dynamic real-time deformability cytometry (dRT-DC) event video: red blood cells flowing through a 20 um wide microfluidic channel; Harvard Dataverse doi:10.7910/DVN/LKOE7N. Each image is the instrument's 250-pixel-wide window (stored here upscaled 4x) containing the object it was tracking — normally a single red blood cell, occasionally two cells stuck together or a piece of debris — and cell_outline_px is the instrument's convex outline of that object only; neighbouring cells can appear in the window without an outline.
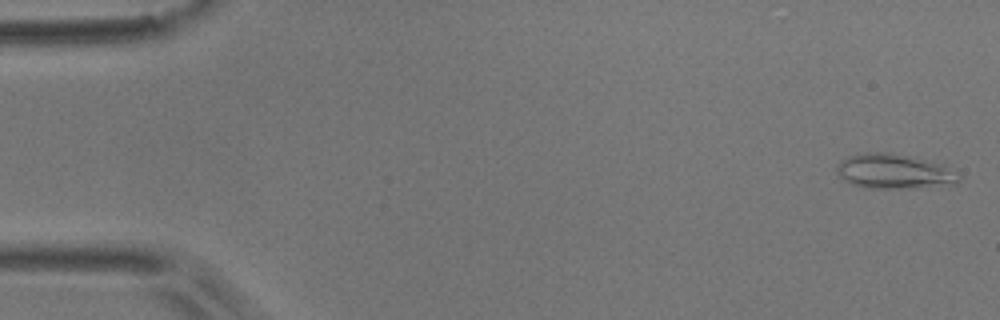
{"species": "common noctule bat (a hibernating species)", "species_latin": "Nyctalus noctula", "temperature_condition": "room temperature", "stored_images_in_passage": 5, "camera_frame_rate_fps": 3000, "um_per_image_px": 0.085, "animal": {"sex": "male", "body_mass_g": 17.9}, "frame": {"image": 1, "passage_image": 1, "time_ms": 0.0, "image_size_px": [1000, 320], "cell_outline_px": [[960, 180], [956, 184], [916, 188], [868, 188], [852, 184], [844, 180], [836, 172], [836, 168], [840, 160], [848, 156], [876, 152], [884, 152], [928, 160], [944, 164], [960, 176]], "centroid_in_image_um": [76.02, 14.58], "position_along_channel_um": 9.0, "area_um2": 24.62}}